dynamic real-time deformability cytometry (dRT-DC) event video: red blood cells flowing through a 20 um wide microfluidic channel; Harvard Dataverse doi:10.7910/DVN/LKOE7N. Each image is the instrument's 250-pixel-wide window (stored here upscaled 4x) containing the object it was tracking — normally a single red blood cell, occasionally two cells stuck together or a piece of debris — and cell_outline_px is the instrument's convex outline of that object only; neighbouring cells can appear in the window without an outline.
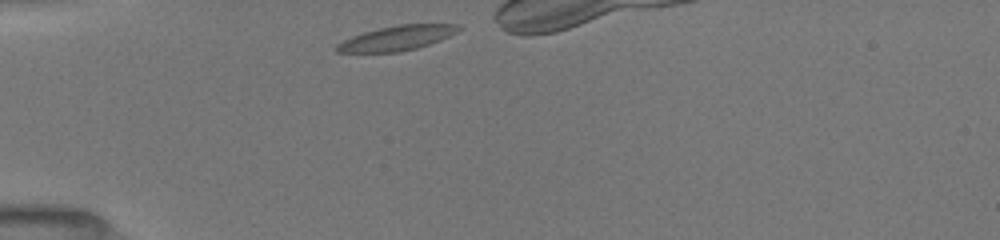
{"species": "common noctule bat (a hibernating species)", "species_latin": "Nyctalus noctula", "temperature_condition": "room temperature", "stored_images_in_passage": 28, "camera_frame_rate_fps": 3000, "um_per_image_px": 0.085, "animal": {"sex": "female", "body_mass_g": 19.5, "forearm_length_mm": 54.1}, "frame": {"image": 1, "passage_image": 1, "time_ms": 0.0, "image_size_px": [1000, 240], "cell_outline_px": [[464, 28], [448, 36], [428, 44], [416, 48], [396, 52], [336, 52], [336, 44], [352, 36], [364, 32], [380, 28], [400, 24], [456, 24]], "centroid_in_image_um": [33.73, 3.23], "position_along_channel_um": 51.3, "area_um2": 17.22}}
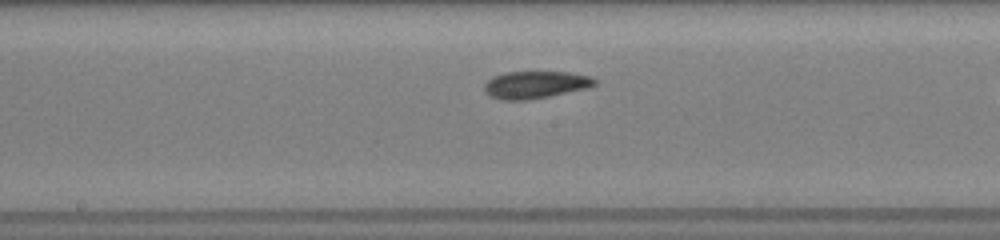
{"frame": {"image": 2, "passage_image": 14, "time_ms": 4.333, "image_size_px": [1000, 240], "cell_outline_px": [[596, 84], [588, 88], [528, 100], [500, 100], [488, 96], [484, 92], [484, 84], [492, 76], [508, 72], [568, 72], [588, 76], [596, 80]], "centroid_in_image_um": [45.45, 7.21], "position_along_channel_um": 202.8, "area_um2": 17.57}}
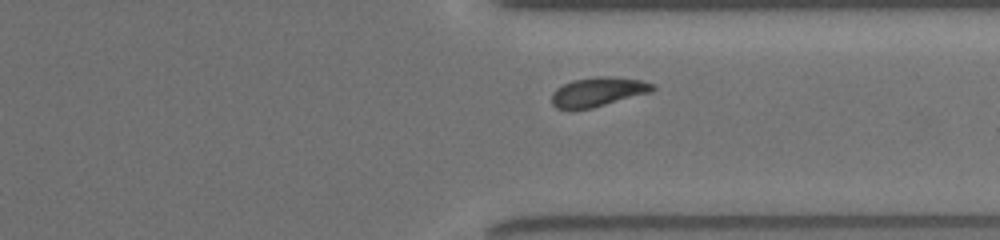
{"frame": {"image": 3, "passage_image": 26, "time_ms": 8.333, "image_size_px": [1000, 240], "cell_outline_px": [[656, 88], [652, 92], [592, 108], [556, 108], [552, 104], [552, 92], [556, 88], [572, 80], [596, 76], [612, 76], [640, 80], [656, 84]], "centroid_in_image_um": [50.87, 7.79], "position_along_channel_um": 360.5, "area_um2": 17.22}}